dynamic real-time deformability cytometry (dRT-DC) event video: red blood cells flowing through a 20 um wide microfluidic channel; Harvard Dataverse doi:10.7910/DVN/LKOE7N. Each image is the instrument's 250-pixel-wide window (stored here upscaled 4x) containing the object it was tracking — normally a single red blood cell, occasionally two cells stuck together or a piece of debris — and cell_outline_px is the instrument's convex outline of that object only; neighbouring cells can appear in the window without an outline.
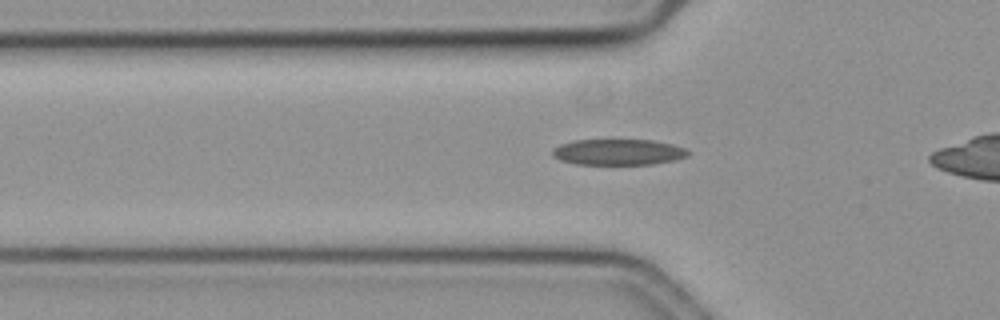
{"species": "common noctule bat (a hibernating species)", "species_latin": "Nyctalus noctula", "temperature_condition": "cold", "stored_images_in_passage": 36, "camera_frame_rate_fps": 3000, "um_per_image_px": 0.085, "animal": {"sex": "female", "body_mass_g": 19.3, "forearm_length_mm": 54.1}, "frame": {"image": 1, "passage_image": 9, "time_ms": 2.667, "image_size_px": [1000, 320], "cell_outline_px": [[688, 156], [672, 160], [652, 164], [576, 164], [560, 160], [552, 156], [552, 148], [560, 144], [576, 140], [652, 140], [672, 144], [684, 148], [688, 152]], "centroid_in_image_um": [52.5, 12.92], "position_along_channel_um": 73.3, "area_um2": 20.35}}
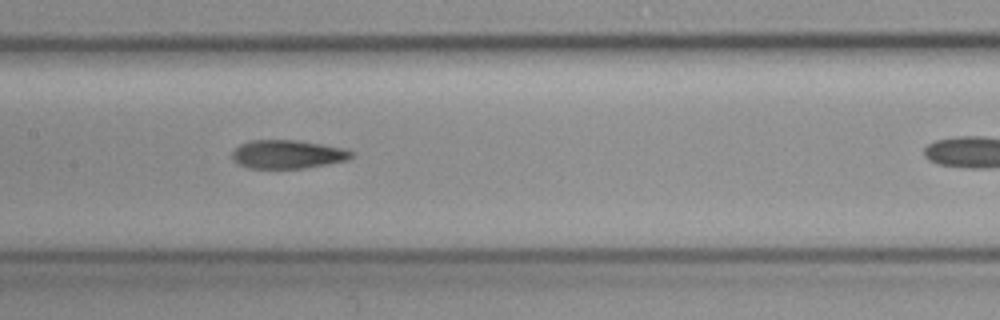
{"frame": {"image": 2, "passage_image": 18, "time_ms": 5.667, "image_size_px": [1000, 320], "cell_outline_px": [[352, 156], [348, 160], [328, 164], [304, 168], [248, 168], [232, 160], [232, 152], [240, 144], [248, 140], [296, 140], [320, 144], [340, 148], [352, 152]], "centroid_in_image_um": [24.4, 13.12], "position_along_channel_um": 183.0, "area_um2": 19.65}}
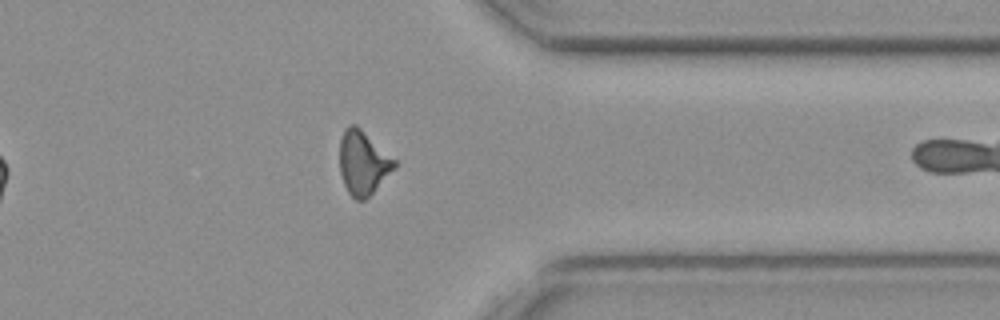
{"frame": {"image": 3, "passage_image": 35, "time_ms": 11.333, "image_size_px": [1000, 320], "cell_outline_px": [[396, 168], [364, 200], [356, 200], [348, 192], [344, 184], [340, 172], [340, 140], [344, 128], [348, 124], [356, 124], [396, 160]], "centroid_in_image_um": [30.85, 13.81], "position_along_channel_um": 380.6, "area_um2": 20.29}}